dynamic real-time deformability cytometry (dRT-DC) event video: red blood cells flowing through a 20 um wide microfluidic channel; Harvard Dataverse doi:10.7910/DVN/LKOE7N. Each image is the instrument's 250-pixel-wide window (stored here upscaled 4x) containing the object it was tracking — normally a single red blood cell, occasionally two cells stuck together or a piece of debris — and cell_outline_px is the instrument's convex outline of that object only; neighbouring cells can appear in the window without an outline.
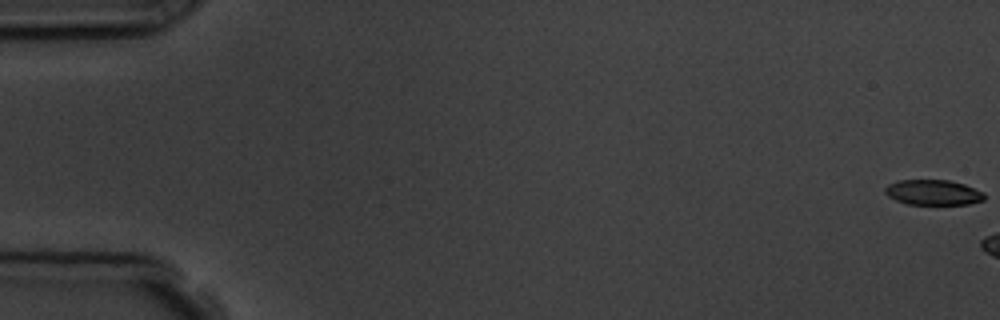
{"species": "common noctule bat (a hibernating species)", "species_latin": "Nyctalus noctula", "temperature_condition": "room temperature", "stored_images_in_passage": 4, "camera_frame_rate_fps": 3000, "um_per_image_px": 0.085, "animal": {"sex": "male", "body_mass_g": 19.5, "forearm_length_mm": 54.6}, "frame": {"image": 1, "passage_image": 1, "time_ms": 0.0, "image_size_px": [1000, 320], "cell_outline_px": [[984, 200], [968, 204], [908, 204], [896, 200], [888, 196], [884, 192], [884, 188], [888, 184], [896, 180], [948, 180], [964, 184], [984, 192]], "centroid_in_image_um": [79.3, 16.35], "position_along_channel_um": 5.7, "area_um2": 14.62}}